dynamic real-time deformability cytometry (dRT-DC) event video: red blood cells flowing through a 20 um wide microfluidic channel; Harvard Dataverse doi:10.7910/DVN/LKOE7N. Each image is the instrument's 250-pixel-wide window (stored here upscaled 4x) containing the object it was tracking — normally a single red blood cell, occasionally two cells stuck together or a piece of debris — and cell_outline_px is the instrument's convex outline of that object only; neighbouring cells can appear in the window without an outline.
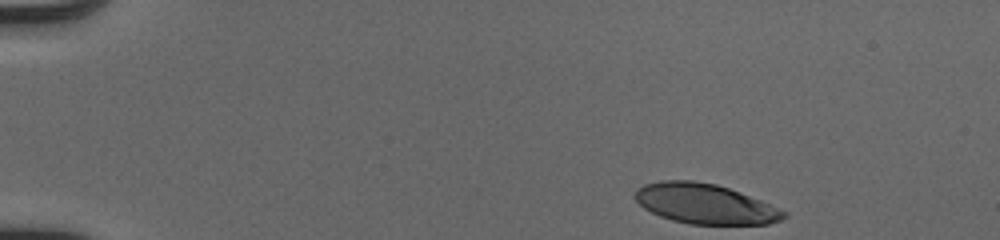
{"species": "human", "species_latin": "Homo sapiens", "temperature_condition": "cold", "stored_images_in_passage": 45, "camera_frame_rate_fps": 3000, "um_per_image_px": 0.085, "donor": {"sex": "male"}, "frame": {"image": 1, "passage_image": 1, "time_ms": 0.0, "image_size_px": [1000, 240], "cell_outline_px": [[788, 216], [784, 220], [768, 224], [688, 224], [672, 220], [660, 216], [644, 208], [632, 196], [636, 188], [644, 184], [660, 180], [692, 180], [716, 184], [740, 192], [760, 200], [788, 212]], "centroid_in_image_um": [59.92, 17.32], "position_along_channel_um": 25.1, "area_um2": 34.91}}
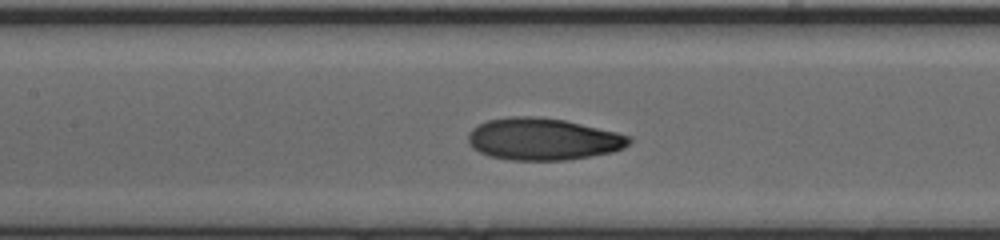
{"frame": {"image": 2, "passage_image": 19, "time_ms": 6.0, "image_size_px": [1000, 240], "cell_outline_px": [[632, 140], [624, 148], [612, 152], [564, 160], [512, 160], [488, 156], [472, 148], [468, 140], [468, 132], [472, 128], [488, 120], [508, 116], [536, 116], [564, 120], [616, 132], [632, 136]], "centroid_in_image_um": [46.13, 11.82], "position_along_channel_um": 161.3, "area_um2": 39.36}}
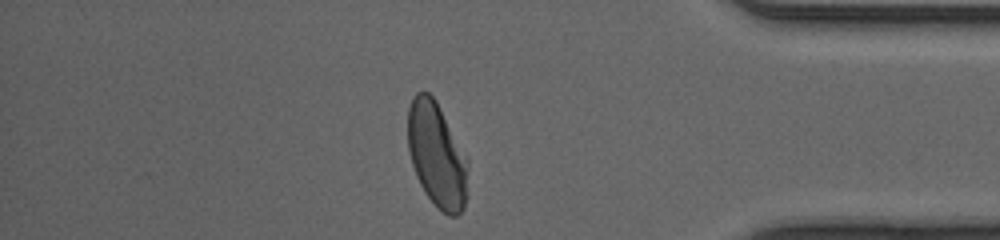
{"frame": {"image": 3, "passage_image": 38, "time_ms": 12.333, "image_size_px": [1000, 240], "cell_outline_px": [[468, 196], [464, 208], [456, 216], [448, 216], [424, 192], [416, 176], [412, 164], [408, 148], [408, 108], [412, 96], [416, 92], [428, 92], [436, 100], [468, 156]], "centroid_in_image_um": [37.16, 13.16], "position_along_channel_um": 398.0, "area_um2": 37.22}, "authors_computed_cell_mechanics": {"area_um2": 37.57, "velocity_mm_per_s": 4.0917, "shape_relaxation_time_tau1_ms": 3.5048, "shape_relaxation_time_tau2_ms": 0.9041, "deformation_change_tau1": 0.1892, "deformation_change_tau2": 0.0586}}